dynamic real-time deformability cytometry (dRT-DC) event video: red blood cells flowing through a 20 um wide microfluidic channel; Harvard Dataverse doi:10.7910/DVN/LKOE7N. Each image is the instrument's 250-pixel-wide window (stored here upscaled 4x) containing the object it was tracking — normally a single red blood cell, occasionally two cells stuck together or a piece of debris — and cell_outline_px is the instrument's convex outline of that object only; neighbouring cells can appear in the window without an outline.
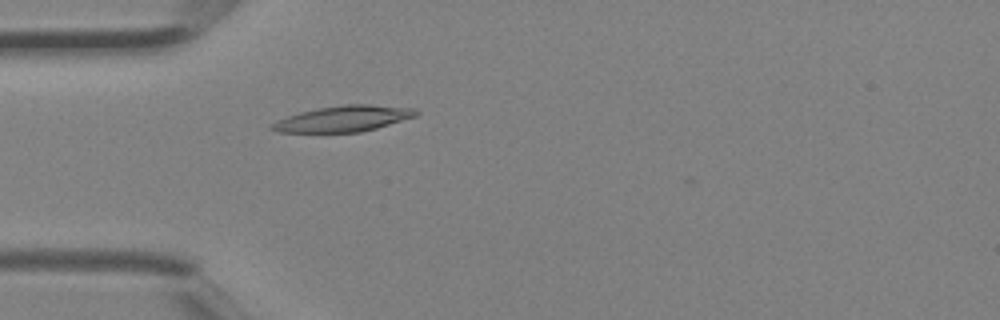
{"species": "Egyptian fruit bat (a non-hibernating species)", "species_latin": "Rousettus aegyptiacus", "temperature_condition": "room temperature", "stored_images_in_passage": 1, "camera_frame_rate_fps": 3000, "um_per_image_px": 0.085, "animal": {"sex": "female"}, "frame": {"image": 1, "passage_image": 1, "time_ms": 0.0, "image_size_px": [1000, 320], "cell_outline_px": [[420, 112], [416, 116], [376, 128], [360, 132], [280, 132], [268, 128], [272, 124], [288, 116], [300, 112], [316, 108], [344, 104], [372, 104], [412, 108]], "centroid_in_image_um": [29.21, 10.08], "position_along_channel_um": 55.8, "area_um2": 21.56}}